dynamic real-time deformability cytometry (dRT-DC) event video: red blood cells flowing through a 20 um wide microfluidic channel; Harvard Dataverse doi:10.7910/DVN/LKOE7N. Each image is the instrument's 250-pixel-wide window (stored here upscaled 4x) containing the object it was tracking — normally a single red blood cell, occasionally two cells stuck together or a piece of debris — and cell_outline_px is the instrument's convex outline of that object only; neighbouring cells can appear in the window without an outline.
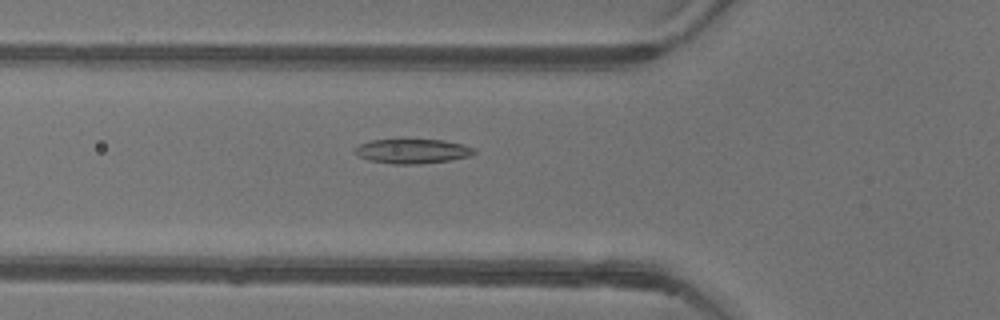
{"species": "common noctule bat (a hibernating species)", "species_latin": "Nyctalus noctula", "temperature_condition": "warm", "stored_images_in_passage": 44, "camera_frame_rate_fps": 3000, "um_per_image_px": 0.085, "animal": {"sex": "female"}, "frame": {"image": 1, "passage_image": 10, "time_ms": 3.0, "image_size_px": [1000, 320], "cell_outline_px": [[476, 152], [472, 156], [448, 160], [420, 164], [392, 164], [368, 160], [352, 152], [352, 148], [360, 144], [372, 140], [444, 140], [464, 144], [476, 148]], "centroid_in_image_um": [35.06, 12.85], "position_along_channel_um": 90.7, "area_um2": 17.17}}
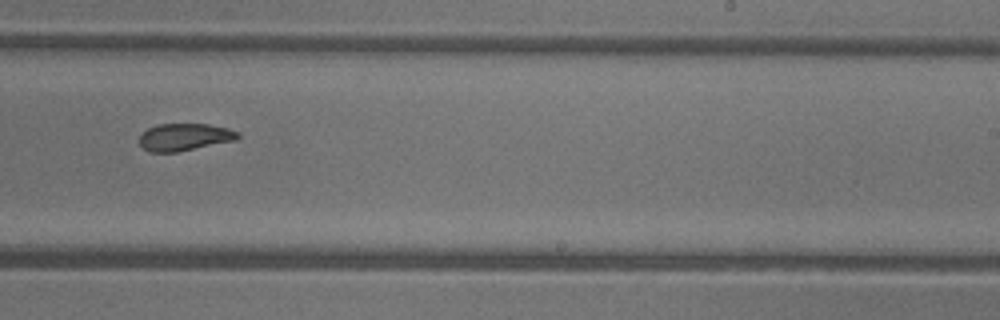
{"frame": {"image": 2, "passage_image": 24, "time_ms": 7.667, "image_size_px": [1000, 320], "cell_outline_px": [[240, 136], [236, 140], [176, 152], [148, 152], [140, 144], [140, 136], [148, 128], [156, 124], [208, 124], [228, 128], [240, 132]], "centroid_in_image_um": [15.7, 11.64], "position_along_channel_um": 273.3, "area_um2": 15.61}}
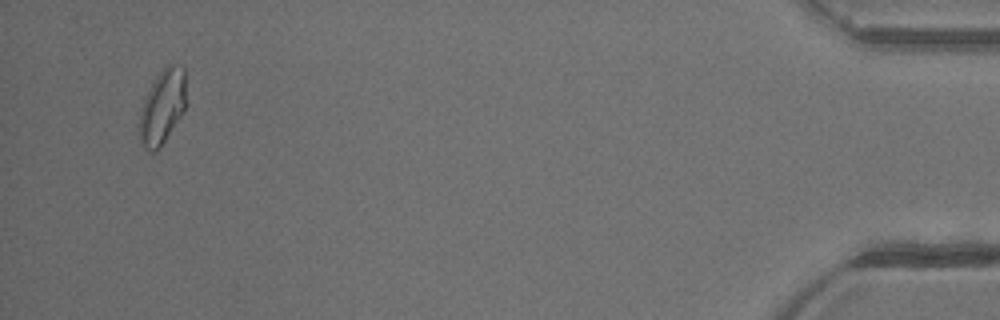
{"frame": {"image": 3, "passage_image": 42, "time_ms": 13.667, "image_size_px": [1000, 320], "cell_outline_px": [[184, 112], [160, 148], [156, 152], [152, 152], [140, 140], [136, 124], [144, 100], [156, 76], [168, 64], [172, 64], [184, 68]], "centroid_in_image_um": [13.77, 9.13], "position_along_channel_um": 421.4, "area_um2": 20.0}, "authors_computed_cell_mechanics": {"area_um2": 17.1088, "velocity_mm_per_s": 3.9099, "shape_relaxation_time_tau1_ms": 6.9344, "shape_relaxation_time_tau2_ms": 5.4221, "deformation_change_tau1": 0.1826, "deformation_change_tau2": 0.1022}}